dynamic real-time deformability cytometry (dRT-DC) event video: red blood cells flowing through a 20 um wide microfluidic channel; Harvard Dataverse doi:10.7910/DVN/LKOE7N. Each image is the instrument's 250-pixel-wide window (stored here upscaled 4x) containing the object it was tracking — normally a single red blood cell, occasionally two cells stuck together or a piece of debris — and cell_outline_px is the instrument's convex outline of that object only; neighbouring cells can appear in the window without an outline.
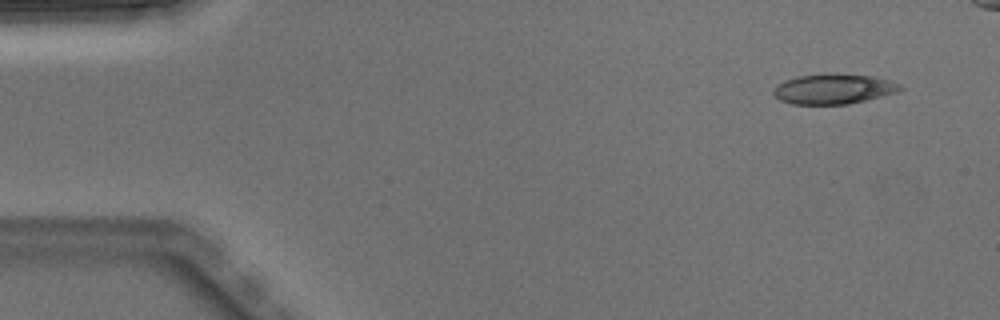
{"species": "Egyptian fruit bat (a non-hibernating species)", "species_latin": "Rousettus aegyptiacus", "temperature_condition": "warm", "stored_images_in_passage": 5, "camera_frame_rate_fps": 3000, "um_per_image_px": 0.085, "animal": {"sex": "male"}, "frame": {"image": 1, "passage_image": 1, "time_ms": 0.0, "image_size_px": [1000, 320], "cell_outline_px": [[904, 88], [896, 92], [848, 104], [792, 104], [780, 100], [772, 92], [776, 84], [796, 76], [832, 72], [836, 72], [872, 76], [888, 80], [900, 84]], "centroid_in_image_um": [70.82, 7.53], "position_along_channel_um": 14.2, "area_um2": 22.37}}